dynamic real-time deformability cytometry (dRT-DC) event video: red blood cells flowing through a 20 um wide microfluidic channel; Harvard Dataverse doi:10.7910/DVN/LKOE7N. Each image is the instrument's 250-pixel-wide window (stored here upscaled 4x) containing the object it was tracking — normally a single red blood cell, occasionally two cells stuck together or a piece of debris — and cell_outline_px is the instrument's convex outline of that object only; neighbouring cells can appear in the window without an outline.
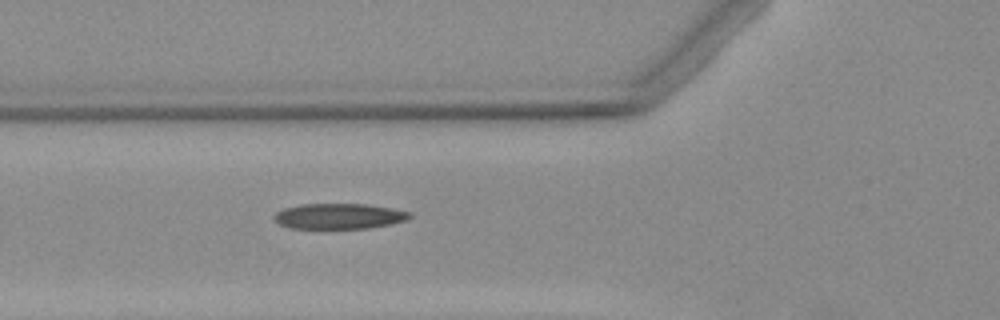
{"species": "Egyptian fruit bat (a non-hibernating species)", "species_latin": "Rousettus aegyptiacus", "temperature_condition": "warm", "stored_images_in_passage": 3, "camera_frame_rate_fps": 3000, "um_per_image_px": 0.085, "animal": {"sex": "female"}, "frame": {"image": 1, "passage_image": 3, "time_ms": 2.333, "image_size_px": [1000, 320], "cell_outline_px": [[412, 216], [408, 220], [392, 224], [368, 228], [292, 228], [280, 224], [276, 220], [276, 212], [284, 208], [300, 204], [364, 204], [392, 208], [408, 212]], "centroid_in_image_um": [28.86, 18.37], "position_along_channel_um": 96.9, "area_um2": 19.94}}